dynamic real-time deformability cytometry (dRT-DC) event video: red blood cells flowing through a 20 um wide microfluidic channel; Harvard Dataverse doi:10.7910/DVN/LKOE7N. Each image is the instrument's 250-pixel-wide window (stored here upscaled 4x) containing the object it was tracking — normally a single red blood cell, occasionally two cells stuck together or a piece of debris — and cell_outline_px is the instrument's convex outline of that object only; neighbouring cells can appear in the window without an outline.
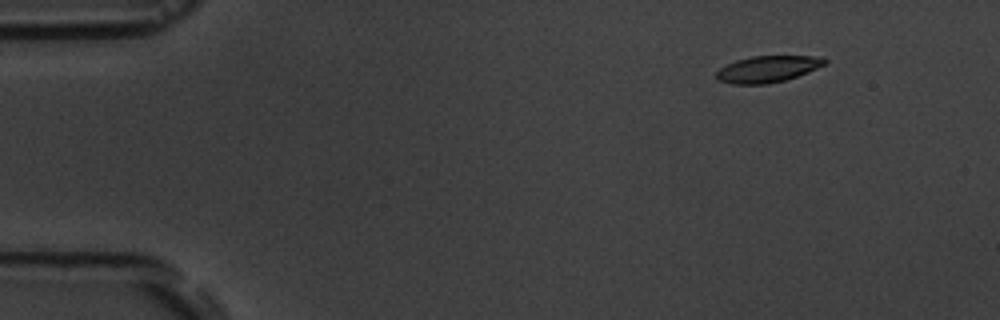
{"species": "common noctule bat (a hibernating species)", "species_latin": "Nyctalus noctula", "temperature_condition": "room temperature", "stored_images_in_passage": 4, "camera_frame_rate_fps": 3000, "um_per_image_px": 0.085, "animal": {"sex": "male", "body_mass_g": 19.5, "forearm_length_mm": 54.6}, "frame": {"image": 1, "passage_image": 2, "time_ms": 1.0, "image_size_px": [1000, 320], "cell_outline_px": [[828, 64], [808, 72], [784, 80], [768, 84], [732, 84], [716, 80], [716, 72], [720, 68], [736, 60], [752, 56], [824, 56], [828, 60]], "centroid_in_image_um": [65.29, 5.86], "position_along_channel_um": 19.7, "area_um2": 16.88}}